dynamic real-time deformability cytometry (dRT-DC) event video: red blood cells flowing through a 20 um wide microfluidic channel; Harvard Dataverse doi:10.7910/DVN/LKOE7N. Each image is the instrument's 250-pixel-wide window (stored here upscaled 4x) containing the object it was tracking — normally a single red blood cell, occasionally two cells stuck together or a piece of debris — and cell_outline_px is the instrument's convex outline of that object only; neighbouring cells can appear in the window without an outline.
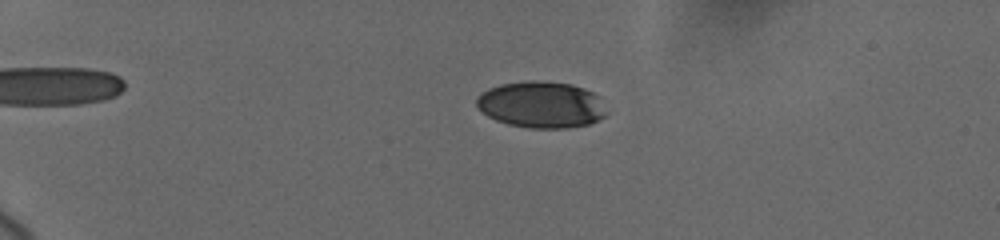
{"species": "human", "species_latin": "Homo sapiens", "temperature_condition": "cold", "stored_images_in_passage": 18, "camera_frame_rate_fps": 3000, "um_per_image_px": 0.085, "donor": {"sex": "female"}, "frame": {"image": 1, "passage_image": 7, "time_ms": 2.333, "image_size_px": [1000, 240], "cell_outline_px": [[604, 116], [588, 124], [568, 128], [528, 128], [508, 124], [496, 120], [488, 116], [476, 108], [476, 96], [480, 92], [488, 88], [500, 84], [532, 80], [544, 80], [572, 84], [584, 88], [592, 92], [596, 96], [604, 112]], "centroid_in_image_um": [45.91, 8.88], "position_along_channel_um": 39.1, "area_um2": 35.14}}
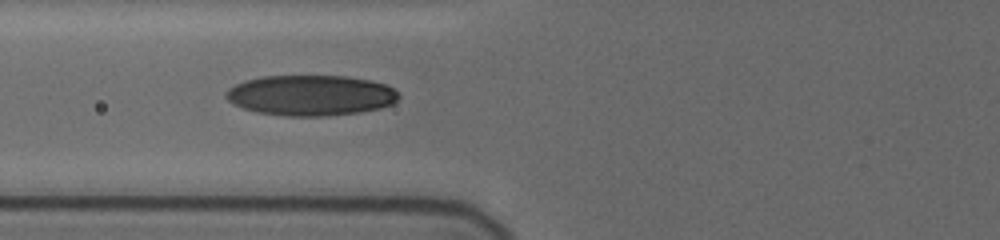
{"frame": {"image": 2, "passage_image": 15, "time_ms": 6.0, "image_size_px": [1000, 240], "cell_outline_px": [[400, 96], [392, 104], [380, 108], [360, 112], [328, 116], [284, 116], [256, 112], [232, 104], [224, 96], [224, 92], [228, 88], [244, 80], [264, 76], [348, 76], [368, 80], [384, 84], [392, 88]], "centroid_in_image_um": [26.37, 8.11], "position_along_channel_um": 99.4, "area_um2": 40.92}}
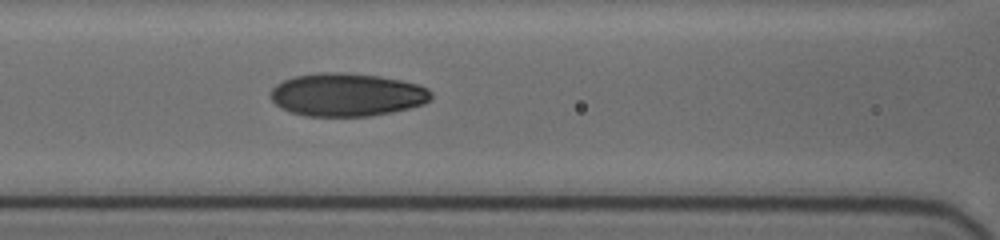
{"frame": {"image": 3, "passage_image": 18, "time_ms": 7.0, "image_size_px": [1000, 240], "cell_outline_px": [[432, 96], [424, 104], [392, 112], [368, 116], [304, 116], [280, 108], [272, 100], [272, 88], [276, 84], [292, 76], [316, 72], [344, 72], [380, 76], [420, 84], [428, 88], [432, 92]], "centroid_in_image_um": [29.49, 8.04], "position_along_channel_um": 137.1, "area_um2": 40.52}}